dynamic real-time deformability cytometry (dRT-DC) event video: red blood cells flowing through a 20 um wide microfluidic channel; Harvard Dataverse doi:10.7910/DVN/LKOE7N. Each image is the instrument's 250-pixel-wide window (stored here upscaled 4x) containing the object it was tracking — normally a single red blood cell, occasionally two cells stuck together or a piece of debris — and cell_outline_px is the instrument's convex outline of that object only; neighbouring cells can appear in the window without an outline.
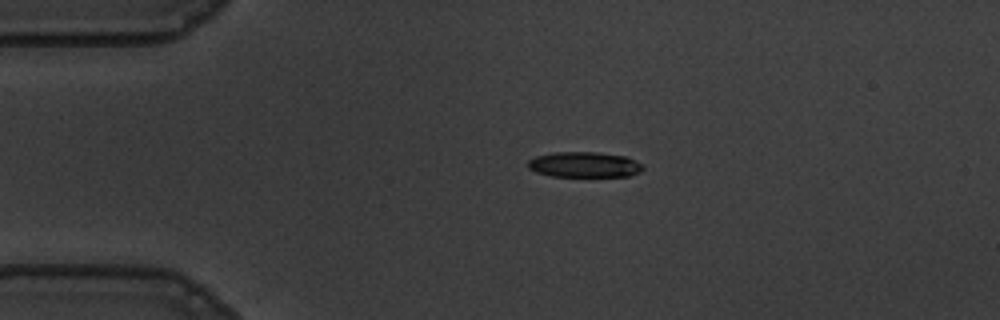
{"species": "common noctule bat (a hibernating species)", "species_latin": "Nyctalus noctula", "temperature_condition": "warm", "stored_images_in_passage": 45, "camera_frame_rate_fps": 3000, "um_per_image_px": 0.085, "animal": {"sex": "male", "body_mass_g": 19.5, "forearm_length_mm": 54.6}, "frame": {"image": 1, "passage_image": 1, "time_ms": 0.0, "image_size_px": [1000, 320], "cell_outline_px": [[644, 168], [640, 172], [628, 176], [552, 176], [536, 172], [528, 168], [528, 160], [536, 156], [552, 152], [596, 152], [624, 156], [640, 164]], "centroid_in_image_um": [49.62, 13.99], "position_along_channel_um": 35.4, "area_um2": 16.88}}
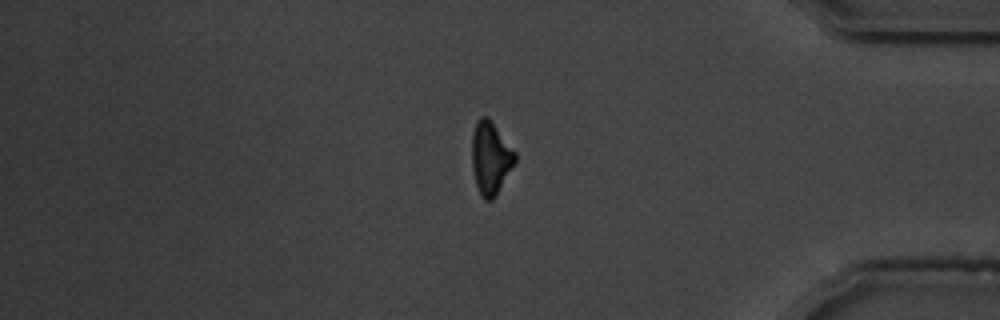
{"frame": {"image": 2, "passage_image": 36, "time_ms": 11.667, "image_size_px": [1000, 320], "cell_outline_px": [[516, 160], [496, 196], [492, 200], [484, 200], [480, 196], [476, 184], [472, 168], [472, 132], [476, 120], [480, 116], [488, 116], [516, 152]], "centroid_in_image_um": [41.68, 13.41], "position_along_channel_um": 393.5, "area_um2": 18.44}}
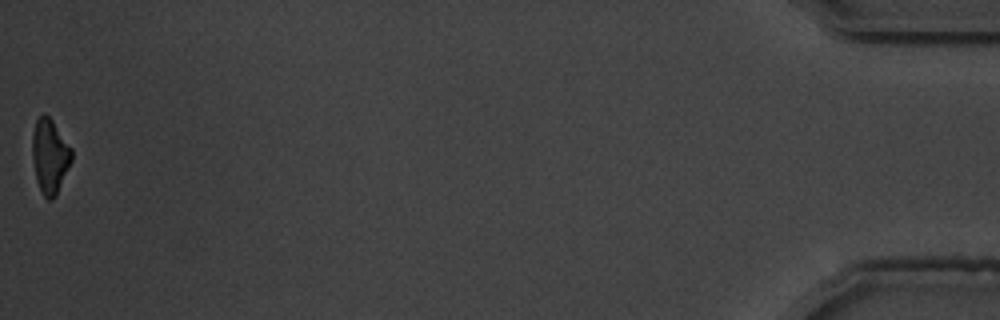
{"frame": {"image": 3, "passage_image": 45, "time_ms": 14.667, "image_size_px": [1000, 320], "cell_outline_px": [[72, 160], [56, 196], [52, 200], [48, 200], [44, 196], [36, 180], [32, 156], [32, 132], [36, 120], [44, 112], [52, 120], [72, 148]], "centroid_in_image_um": [4.23, 13.26], "position_along_channel_um": 431.0, "area_um2": 17.11}, "authors_computed_cell_mechanics": {"area_um2": 18.6116, "velocity_mm_per_s": 3.6185, "shape_relaxation_time_tau1_ms": 4.0495, "shape_relaxation_time_tau2_ms": 7.3996, "deformation_change_tau1": 0.1858, "deformation_change_tau2": 0.1894}}